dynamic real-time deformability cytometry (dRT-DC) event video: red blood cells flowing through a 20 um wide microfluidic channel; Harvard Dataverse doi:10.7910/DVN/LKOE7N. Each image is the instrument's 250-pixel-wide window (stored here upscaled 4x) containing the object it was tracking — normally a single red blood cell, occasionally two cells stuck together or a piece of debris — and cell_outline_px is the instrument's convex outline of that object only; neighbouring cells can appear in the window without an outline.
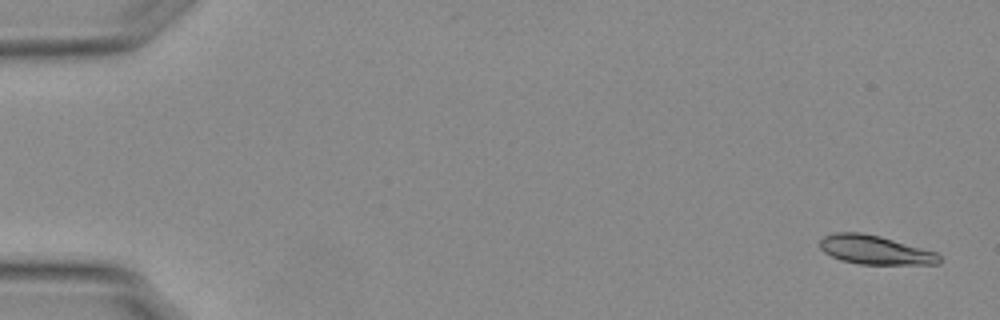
{"species": "Egyptian fruit bat (a non-hibernating species)", "species_latin": "Rousettus aegyptiacus", "temperature_condition": "warm", "stored_images_in_passage": 55, "camera_frame_rate_fps": 3000, "um_per_image_px": 0.085, "animal": {"sex": "female"}, "frame": {"image": 1, "passage_image": 2, "time_ms": 0.333, "image_size_px": [1000, 320], "cell_outline_px": [[940, 264], [860, 264], [840, 260], [824, 252], [820, 248], [820, 240], [824, 236], [836, 232], [860, 232], [880, 236], [936, 252], [940, 256]], "centroid_in_image_um": [74.36, 21.24], "position_along_channel_um": 10.6, "area_um2": 20.0}}
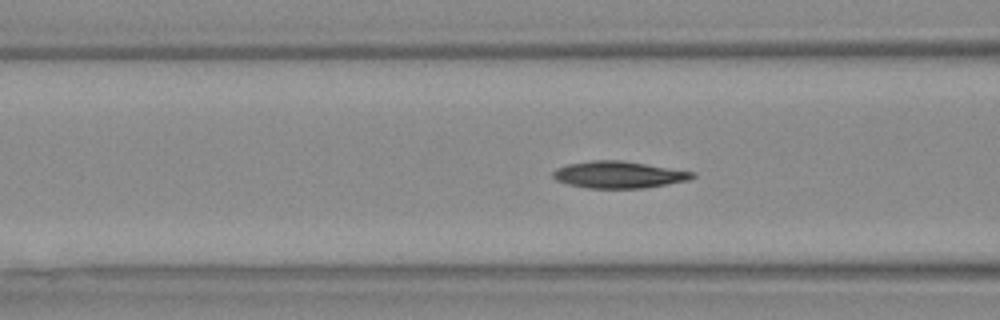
{"frame": {"image": 2, "passage_image": 22, "time_ms": 7.0, "image_size_px": [1000, 320], "cell_outline_px": [[696, 176], [688, 180], [644, 188], [588, 188], [568, 184], [556, 180], [552, 176], [552, 172], [556, 168], [568, 164], [592, 160], [624, 160], [696, 172]], "centroid_in_image_um": [52.59, 14.84], "position_along_channel_um": 114.0, "area_um2": 21.91}}
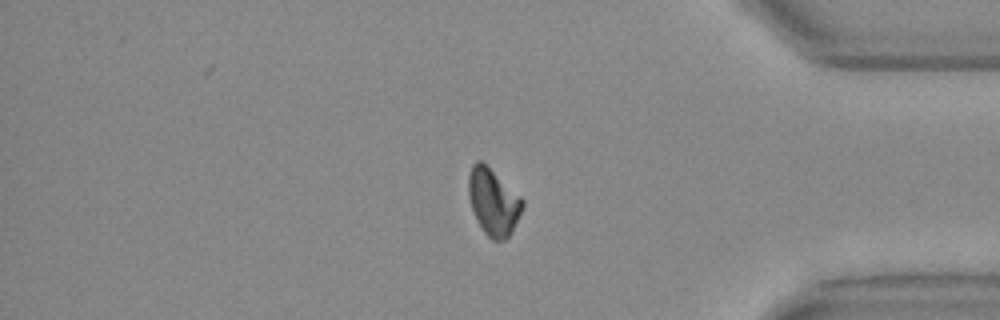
{"frame": {"image": 3, "passage_image": 46, "time_ms": 15.0, "image_size_px": [1000, 320], "cell_outline_px": [[524, 204], [508, 236], [504, 240], [492, 240], [484, 232], [472, 208], [468, 196], [468, 172], [472, 164], [476, 160], [480, 160], [520, 196], [524, 200]], "centroid_in_image_um": [41.89, 17.13], "position_along_channel_um": 393.3, "area_um2": 20.35}}